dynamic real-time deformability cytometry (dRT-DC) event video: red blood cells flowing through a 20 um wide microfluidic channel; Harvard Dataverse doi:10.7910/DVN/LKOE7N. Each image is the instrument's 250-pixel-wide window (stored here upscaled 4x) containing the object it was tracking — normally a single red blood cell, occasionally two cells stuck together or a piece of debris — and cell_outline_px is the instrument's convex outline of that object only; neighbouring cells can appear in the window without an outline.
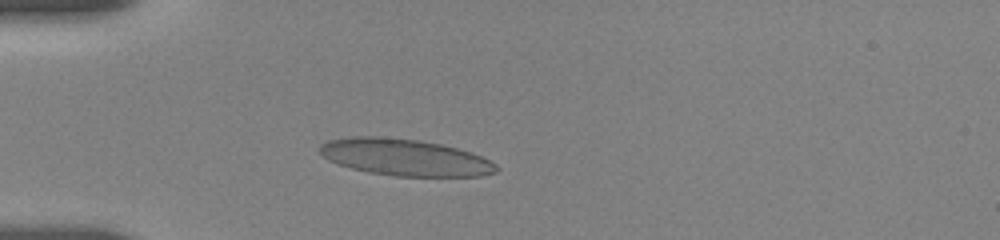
{"species": "human", "species_latin": "Homo sapiens", "temperature_condition": "room temperature", "stored_images_in_passage": 62, "camera_frame_rate_fps": 3000, "um_per_image_px": 0.085, "donor": {"sex": "female"}, "frame": {"image": 1, "passage_image": 18, "time_ms": 4.0, "image_size_px": [1000, 240], "cell_outline_px": [[500, 168], [496, 172], [480, 176], [396, 176], [368, 172], [352, 168], [328, 160], [320, 152], [320, 144], [328, 140], [352, 136], [376, 136], [420, 140], [440, 144], [472, 152], [496, 164]], "centroid_in_image_um": [34.42, 13.37], "position_along_channel_um": 50.6, "area_um2": 37.63}}
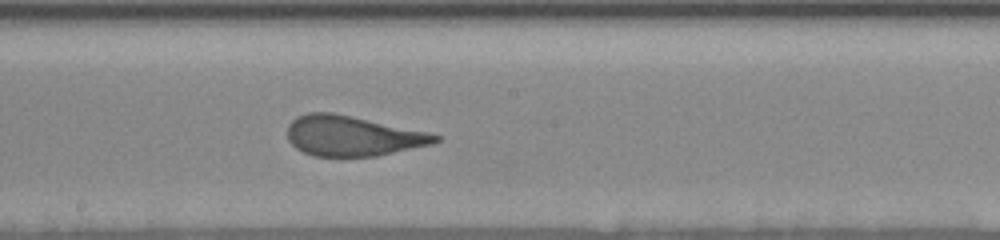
{"frame": {"image": 2, "passage_image": 40, "time_ms": 9.0, "image_size_px": [1000, 240], "cell_outline_px": [[444, 136], [440, 140], [432, 144], [376, 156], [312, 156], [296, 148], [288, 140], [288, 124], [296, 116], [308, 112], [332, 112], [428, 132]], "centroid_in_image_um": [29.95, 11.55], "position_along_channel_um": 218.2, "area_um2": 34.56}}
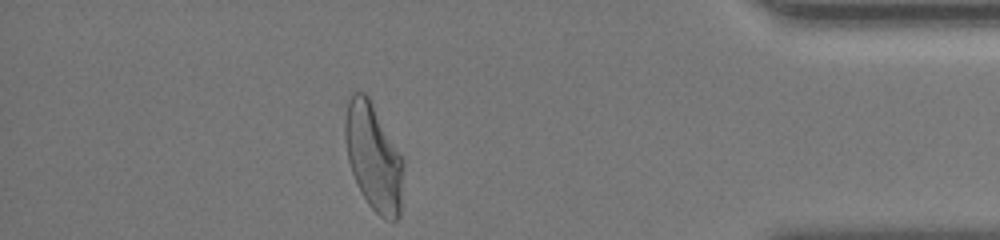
{"frame": {"image": 3, "passage_image": 56, "time_ms": 15.0, "image_size_px": [1000, 240], "cell_outline_px": [[404, 164], [400, 216], [396, 220], [384, 220], [368, 204], [360, 192], [352, 172], [348, 160], [344, 136], [344, 120], [348, 100], [352, 92], [364, 92], [368, 96], [404, 156]], "centroid_in_image_um": [31.76, 13.35], "position_along_channel_um": 403.4, "area_um2": 36.99}, "authors_computed_cell_mechanics": {"area_um2": 35.8938, "velocity_mm_per_s": 3.6767, "shape_relaxation_time_tau1_ms": 6.3192, "shape_relaxation_time_tau2_ms": null, "deformation_change_tau1": 0.2111, "deformation_change_tau2": null}}